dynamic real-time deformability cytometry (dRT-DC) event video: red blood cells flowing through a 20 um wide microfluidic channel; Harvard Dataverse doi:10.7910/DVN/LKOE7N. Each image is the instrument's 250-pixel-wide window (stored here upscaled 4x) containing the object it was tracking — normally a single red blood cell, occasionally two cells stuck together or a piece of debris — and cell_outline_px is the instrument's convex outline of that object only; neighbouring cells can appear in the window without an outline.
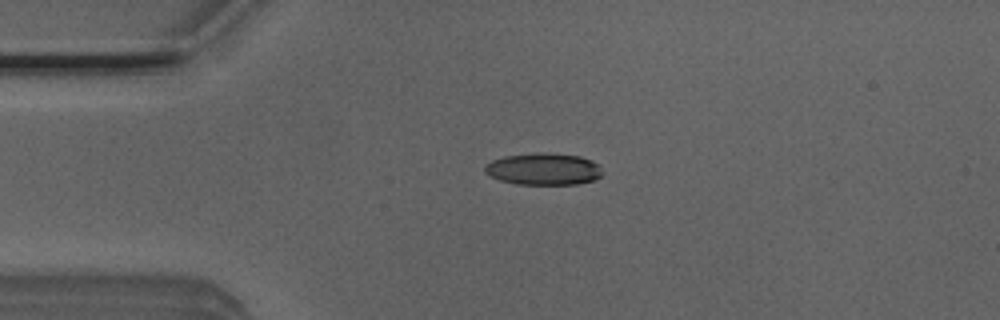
{"species": "Egyptian fruit bat (a non-hibernating species)", "species_latin": "Rousettus aegyptiacus", "temperature_condition": "room temperature", "stored_images_in_passage": 4, "camera_frame_rate_fps": 3000, "um_per_image_px": 0.085, "animal": {"sex": "male"}, "frame": {"image": 1, "passage_image": 1, "time_ms": 0.0, "image_size_px": [1000, 320], "cell_outline_px": [[600, 176], [596, 180], [576, 184], [516, 184], [500, 180], [484, 172], [484, 168], [492, 160], [504, 156], [540, 152], [580, 156], [592, 160], [596, 164], [600, 172]], "centroid_in_image_um": [46.18, 14.37], "position_along_channel_um": 38.8, "area_um2": 21.62}}